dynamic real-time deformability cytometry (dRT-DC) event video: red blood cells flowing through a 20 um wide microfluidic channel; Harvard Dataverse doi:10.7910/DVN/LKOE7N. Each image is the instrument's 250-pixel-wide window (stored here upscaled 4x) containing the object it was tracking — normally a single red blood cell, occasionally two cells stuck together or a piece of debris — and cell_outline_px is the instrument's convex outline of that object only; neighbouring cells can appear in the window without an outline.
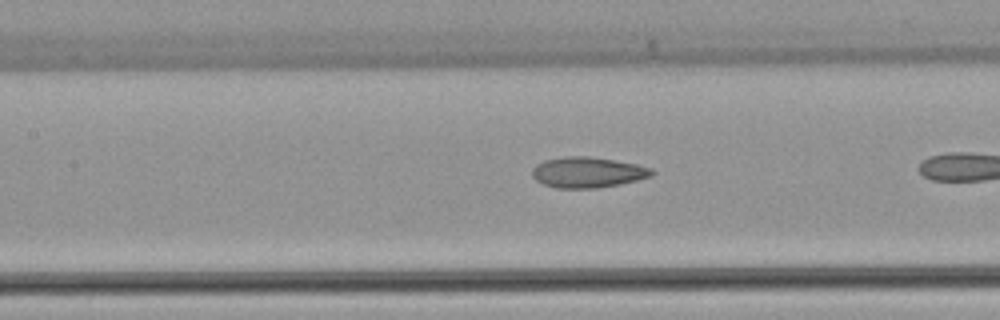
{"species": "common noctule bat (a hibernating species)", "species_latin": "Nyctalus noctula", "temperature_condition": "warm", "stored_images_in_passage": 18, "camera_frame_rate_fps": 3000, "um_per_image_px": 0.085, "animal": {"sex": "female", "body_mass_g": 22.7, "forearm_length_mm": 54.2}, "frame": {"image": 1, "passage_image": 11, "time_ms": 3.333, "image_size_px": [1000, 320], "cell_outline_px": [[656, 172], [652, 176], [620, 184], [596, 188], [556, 188], [544, 184], [536, 180], [532, 176], [532, 168], [536, 164], [544, 160], [564, 156], [588, 156], [636, 164], [652, 168]], "centroid_in_image_um": [49.94, 14.64], "position_along_channel_um": 157.5, "area_um2": 21.39}}